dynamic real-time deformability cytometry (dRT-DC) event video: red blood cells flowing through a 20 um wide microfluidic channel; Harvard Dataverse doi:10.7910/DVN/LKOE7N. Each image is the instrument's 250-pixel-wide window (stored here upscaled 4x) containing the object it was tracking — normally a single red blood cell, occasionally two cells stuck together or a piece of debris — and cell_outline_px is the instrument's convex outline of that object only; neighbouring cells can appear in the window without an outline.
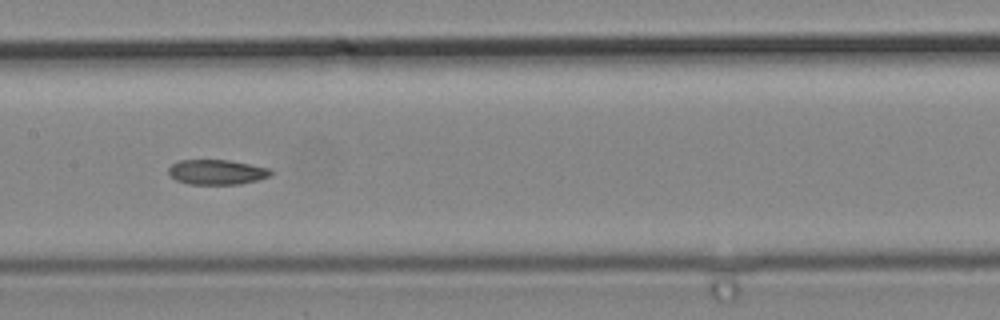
{"species": "common noctule bat (a hibernating species)", "species_latin": "Nyctalus noctula", "temperature_condition": "cold", "stored_images_in_passage": 6, "camera_frame_rate_fps": 3000, "um_per_image_px": 0.085, "animal": {"sex": "male", "body_mass_g": 19.2, "forearm_length_mm": 51.8}, "frame": {"image": 1, "passage_image": 6, "time_ms": 1.667, "image_size_px": [1000, 320], "cell_outline_px": [[272, 172], [268, 176], [256, 180], [240, 184], [188, 184], [176, 180], [168, 172], [168, 168], [172, 164], [180, 160], [228, 160], [272, 168]], "centroid_in_image_um": [18.43, 14.62], "position_along_channel_um": 189.0, "area_um2": 14.8}}